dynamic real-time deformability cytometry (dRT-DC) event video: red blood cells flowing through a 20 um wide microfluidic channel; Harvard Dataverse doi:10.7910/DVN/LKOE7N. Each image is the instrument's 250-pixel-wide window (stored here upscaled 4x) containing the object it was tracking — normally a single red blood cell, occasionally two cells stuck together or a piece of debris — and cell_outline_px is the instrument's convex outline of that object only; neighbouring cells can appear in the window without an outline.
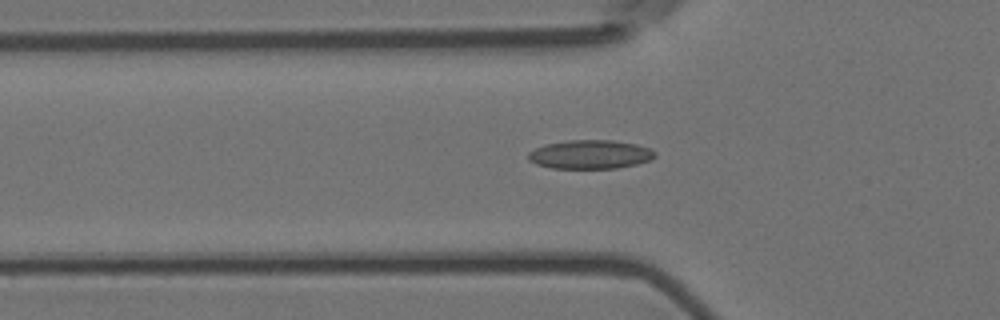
{"species": "Egyptian fruit bat (a non-hibernating species)", "species_latin": "Rousettus aegyptiacus", "temperature_condition": "room temperature", "stored_images_in_passage": 56, "camera_frame_rate_fps": 3000, "um_per_image_px": 0.085, "animal": {"sex": "female"}, "frame": {"image": 1, "passage_image": 19, "time_ms": 6.0, "image_size_px": [1000, 320], "cell_outline_px": [[656, 156], [652, 160], [636, 164], [616, 168], [552, 168], [536, 164], [528, 160], [528, 152], [544, 144], [568, 140], [612, 140], [636, 144], [652, 148], [656, 152]], "centroid_in_image_um": [50.19, 13.12], "position_along_channel_um": 75.6, "area_um2": 21.44}}
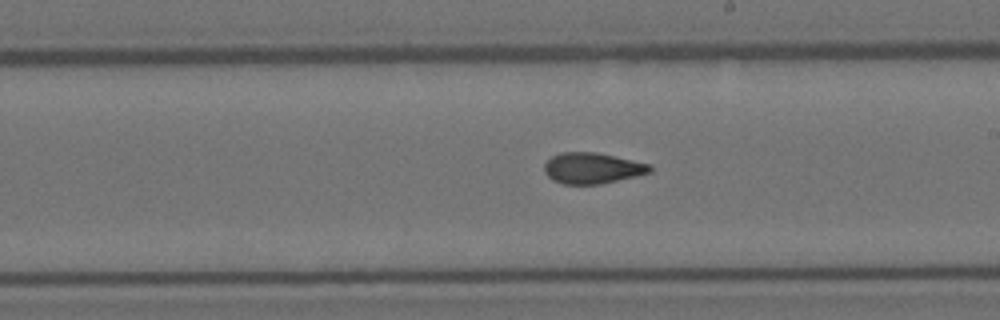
{"frame": {"image": 2, "passage_image": 32, "time_ms": 10.333, "image_size_px": [1000, 320], "cell_outline_px": [[652, 172], [636, 176], [600, 184], [564, 184], [552, 180], [544, 172], [544, 164], [552, 156], [560, 152], [596, 152], [652, 164]], "centroid_in_image_um": [50.35, 14.29], "position_along_channel_um": 238.6, "area_um2": 19.13}}
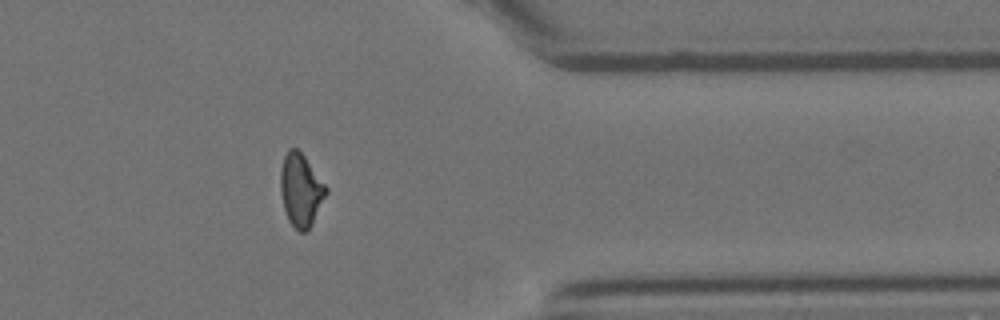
{"frame": {"image": 3, "passage_image": 45, "time_ms": 14.667, "image_size_px": [1000, 320], "cell_outline_px": [[328, 192], [312, 224], [304, 232], [300, 232], [288, 220], [284, 208], [280, 192], [280, 168], [284, 156], [288, 148], [296, 148], [304, 156], [328, 188]], "centroid_in_image_um": [25.56, 16.14], "position_along_channel_um": 385.8, "area_um2": 19.25}, "authors_computed_cell_mechanics": {"area_um2": 19.3341, "velocity_mm_per_s": 3.7398, "shape_relaxation_time_tau1_ms": null, "shape_relaxation_time_tau2_ms": 2.4507, "deformation_change_tau1": null, "deformation_change_tau2": 0.0837}}